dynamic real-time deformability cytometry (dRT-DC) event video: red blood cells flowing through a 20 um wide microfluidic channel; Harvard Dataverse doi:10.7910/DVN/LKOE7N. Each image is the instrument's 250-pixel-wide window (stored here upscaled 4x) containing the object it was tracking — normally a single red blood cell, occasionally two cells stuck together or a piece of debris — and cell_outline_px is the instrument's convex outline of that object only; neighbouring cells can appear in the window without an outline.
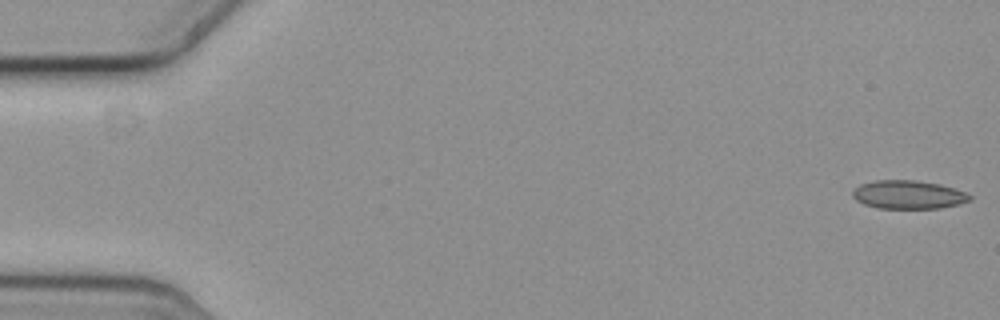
{"species": "common noctule bat (a hibernating species)", "species_latin": "Nyctalus noctula", "temperature_condition": "cold", "stored_images_in_passage": 14, "camera_frame_rate_fps": 3000, "um_per_image_px": 0.085, "animal": {"sex": "female", "body_mass_g": 19.3, "forearm_length_mm": 54.1}, "frame": {"image": 1, "passage_image": 1, "time_ms": 0.0, "image_size_px": [1000, 320], "cell_outline_px": [[972, 200], [940, 208], [876, 208], [864, 204], [856, 200], [852, 196], [852, 192], [860, 184], [876, 180], [912, 180], [940, 184], [964, 192], [972, 196]], "centroid_in_image_um": [77.18, 16.55], "position_along_channel_um": 7.8, "area_um2": 19.25}}